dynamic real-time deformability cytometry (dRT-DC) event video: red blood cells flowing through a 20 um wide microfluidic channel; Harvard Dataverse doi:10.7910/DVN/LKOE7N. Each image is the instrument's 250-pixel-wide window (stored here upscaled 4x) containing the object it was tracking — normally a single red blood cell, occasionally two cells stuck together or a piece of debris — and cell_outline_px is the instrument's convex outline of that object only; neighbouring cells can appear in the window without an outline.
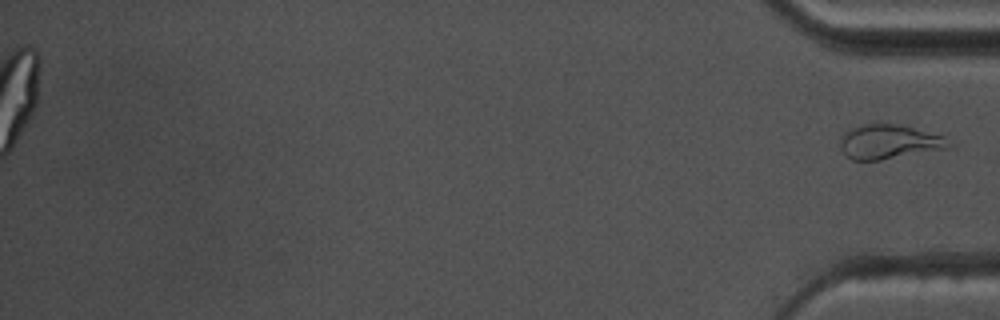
{"species": "common noctule bat (a hibernating species)", "species_latin": "Nyctalus noctula", "temperature_condition": "warm", "stored_images_in_passage": 56, "segment_of_instrument_passage": [2, 2], "camera_frame_rate_fps": 3000, "um_per_image_px": 0.085, "animal": {"sex": "male", "body_mass_g": 17.5, "forearm_length_mm": 52.3}, "frame": {"image": 1, "passage_image": 56, "time_ms": 18.333, "image_size_px": [1000, 320], "cell_outline_px": [[952, 148], [880, 160], [852, 160], [844, 152], [840, 144], [840, 136], [848, 128], [860, 124], [896, 124], [944, 136], [952, 144]], "centroid_in_image_um": [75.56, 12.05], "position_along_channel_um": 359.6, "area_um2": 21.79}}